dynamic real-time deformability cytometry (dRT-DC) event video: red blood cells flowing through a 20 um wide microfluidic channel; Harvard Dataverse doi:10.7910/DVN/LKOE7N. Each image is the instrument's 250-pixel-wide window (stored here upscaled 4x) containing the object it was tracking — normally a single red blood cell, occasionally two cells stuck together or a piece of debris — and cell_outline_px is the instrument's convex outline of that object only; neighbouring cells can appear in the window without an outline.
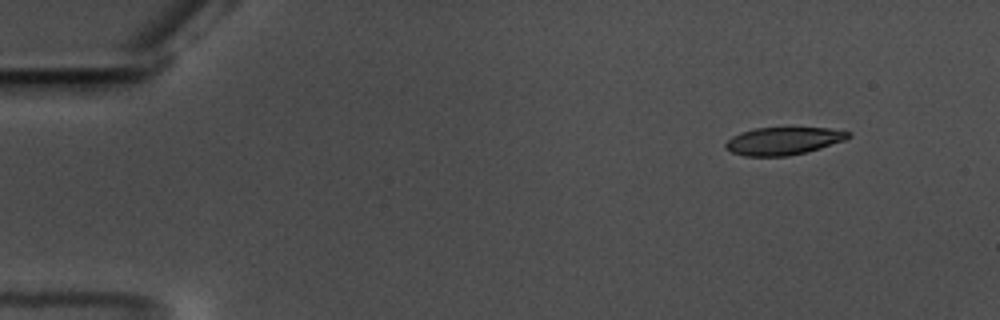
{"species": "common noctule bat (a hibernating species)", "species_latin": "Nyctalus noctula", "temperature_condition": "warm", "stored_images_in_passage": 53, "camera_frame_rate_fps": 3000, "um_per_image_px": 0.085, "animal": {"sex": "male", "body_mass_g": 17.5, "forearm_length_mm": 52.3}, "frame": {"image": 1, "passage_image": 1, "time_ms": 0.0, "image_size_px": [1000, 320], "cell_outline_px": [[852, 136], [844, 140], [820, 148], [788, 156], [744, 156], [732, 152], [724, 148], [724, 144], [732, 136], [740, 132], [756, 128], [828, 128], [852, 132]], "centroid_in_image_um": [66.57, 11.98], "position_along_channel_um": 18.4, "area_um2": 19.71}}
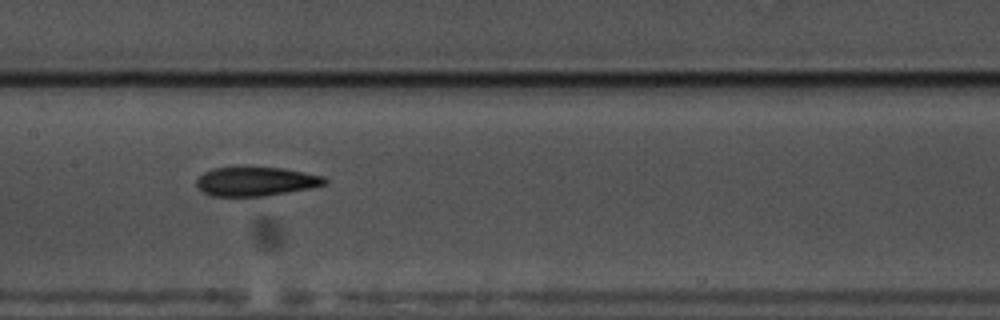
{"frame": {"image": 2, "passage_image": 24, "time_ms": 7.667, "image_size_px": [1000, 320], "cell_outline_px": [[328, 184], [308, 188], [264, 196], [212, 196], [204, 192], [196, 184], [196, 180], [204, 172], [212, 168], [284, 168], [324, 176], [328, 180]], "centroid_in_image_um": [21.77, 15.42], "position_along_channel_um": 185.6, "area_um2": 21.39}}
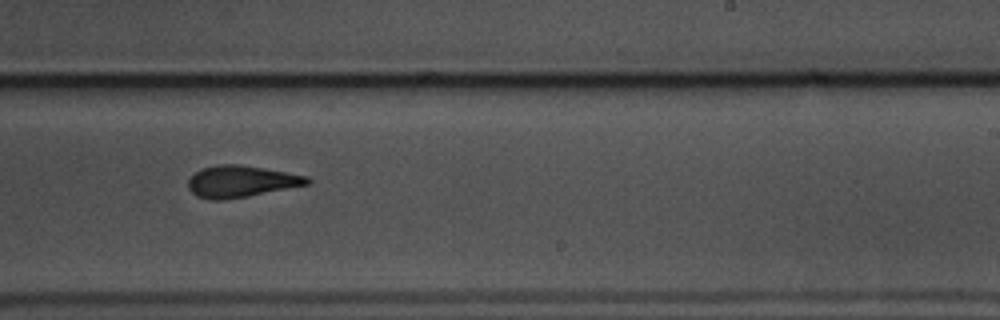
{"frame": {"image": 3, "passage_image": 31, "time_ms": 10.0, "image_size_px": [1000, 320], "cell_outline_px": [[312, 180], [308, 184], [248, 196], [224, 200], [212, 200], [196, 196], [188, 188], [188, 180], [196, 172], [204, 168], [220, 164], [236, 164], [264, 168], [308, 176]], "centroid_in_image_um": [20.48, 15.43], "position_along_channel_um": 268.5, "area_um2": 21.73}, "authors_computed_cell_mechanics": {"area_um2": 21.7328, "velocity_mm_per_s": 3.5541, "shape_relaxation_time_tau1_ms": 4.9846, "shape_relaxation_time_tau2_ms": 3.6987, "deformation_change_tau1": 0.1798, "deformation_change_tau2": 0.1366}}